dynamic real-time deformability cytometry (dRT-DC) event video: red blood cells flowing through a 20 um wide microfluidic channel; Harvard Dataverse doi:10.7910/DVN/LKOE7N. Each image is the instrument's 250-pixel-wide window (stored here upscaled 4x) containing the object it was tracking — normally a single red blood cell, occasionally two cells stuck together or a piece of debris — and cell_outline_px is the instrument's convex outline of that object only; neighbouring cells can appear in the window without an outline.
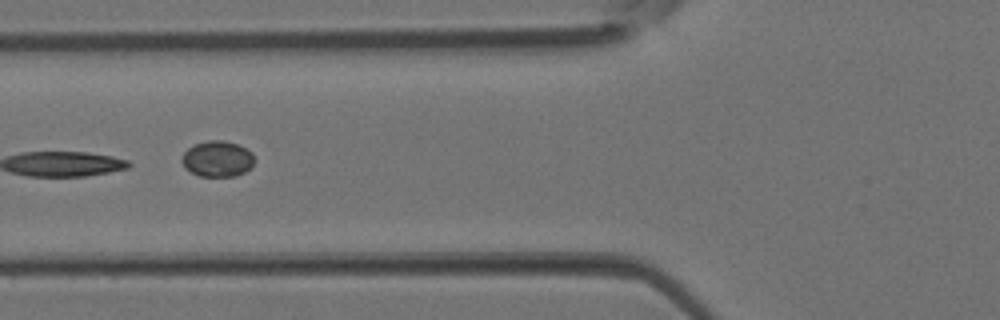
{"species": "Egyptian fruit bat (a non-hibernating species)", "species_latin": "Rousettus aegyptiacus", "temperature_condition": "room temperature", "stored_images_in_passage": 4, "camera_frame_rate_fps": 3000, "um_per_image_px": 0.085, "animal": {"sex": "female"}, "frame": {"image": 1, "passage_image": 4, "time_ms": 1.0, "image_size_px": [1000, 320], "cell_outline_px": [[252, 164], [244, 172], [236, 176], [200, 176], [184, 168], [180, 160], [184, 152], [188, 148], [196, 144], [208, 140], [224, 140], [236, 144], [252, 152]], "centroid_in_image_um": [18.43, 13.5], "position_along_channel_um": 107.4, "area_um2": 14.97}}